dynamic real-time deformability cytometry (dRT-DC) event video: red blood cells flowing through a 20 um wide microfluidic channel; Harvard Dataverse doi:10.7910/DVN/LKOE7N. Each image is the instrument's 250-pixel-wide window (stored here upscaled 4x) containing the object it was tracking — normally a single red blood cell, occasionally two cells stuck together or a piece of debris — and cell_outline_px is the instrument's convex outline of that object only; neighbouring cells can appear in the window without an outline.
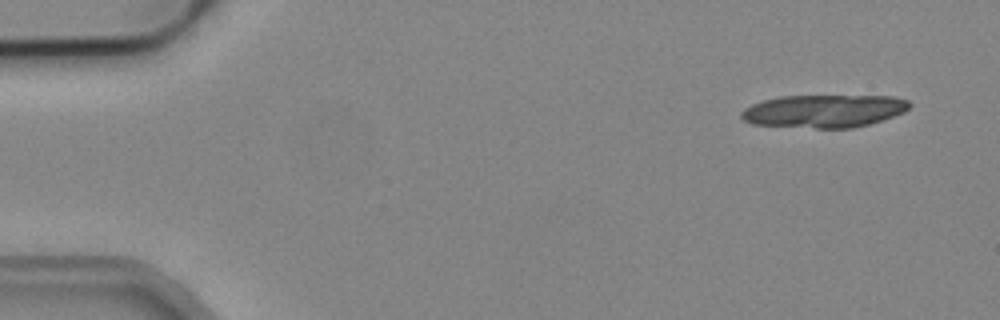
{"species": "common noctule bat (a hibernating species)", "species_latin": "Nyctalus noctula", "temperature_condition": "cold", "stored_images_in_passage": 9, "camera_frame_rate_fps": 3000, "um_per_image_px": 0.085, "animal": {"sex": "male", "body_mass_g": 19.2, "forearm_length_mm": 51.8}, "frame": {"image": 1, "passage_image": 1, "time_ms": 0.0, "image_size_px": [1000, 320], "cell_outline_px": [[912, 104], [904, 112], [884, 120], [852, 128], [816, 128], [752, 124], [744, 120], [740, 116], [740, 112], [744, 108], [752, 104], [764, 100], [780, 96], [892, 96], [908, 100]], "centroid_in_image_um": [70.04, 9.44], "position_along_channel_um": 15.0, "area_um2": 32.25}}
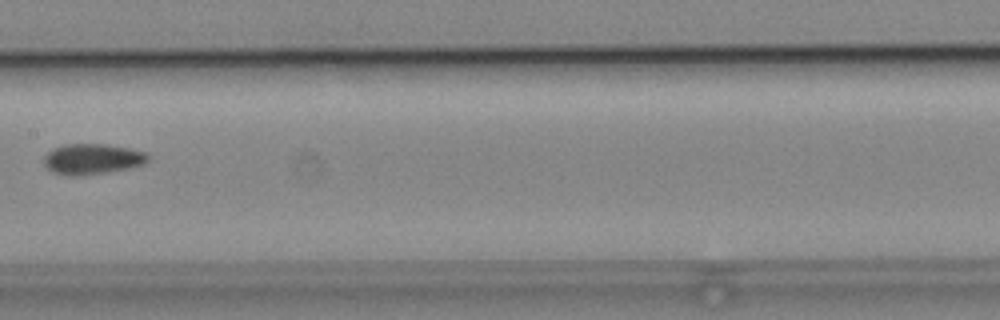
{"frame": {"image": 2, "passage_image": 8, "time_ms": 2.333, "image_size_px": [1000, 320], "cell_outline_px": [[148, 160], [140, 164], [128, 168], [104, 172], [76, 176], [72, 176], [52, 172], [44, 164], [44, 156], [52, 148], [64, 144], [104, 144], [128, 148], [144, 152], [148, 156]], "centroid_in_image_um": [7.78, 13.5], "position_along_channel_um": 199.6, "area_um2": 18.21}}
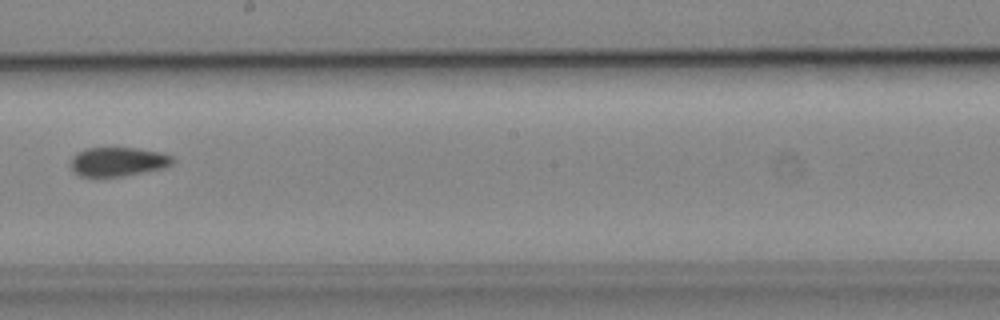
{"frame": {"image": 3, "passage_image": 9, "time_ms": 2.667, "image_size_px": [1000, 320], "cell_outline_px": [[176, 160], [172, 164], [164, 168], [124, 176], [80, 176], [72, 172], [68, 164], [72, 156], [76, 152], [88, 148], [136, 148], [160, 152], [172, 156]], "centroid_in_image_um": [9.99, 13.74], "position_along_channel_um": 238.2, "area_um2": 17.51}}